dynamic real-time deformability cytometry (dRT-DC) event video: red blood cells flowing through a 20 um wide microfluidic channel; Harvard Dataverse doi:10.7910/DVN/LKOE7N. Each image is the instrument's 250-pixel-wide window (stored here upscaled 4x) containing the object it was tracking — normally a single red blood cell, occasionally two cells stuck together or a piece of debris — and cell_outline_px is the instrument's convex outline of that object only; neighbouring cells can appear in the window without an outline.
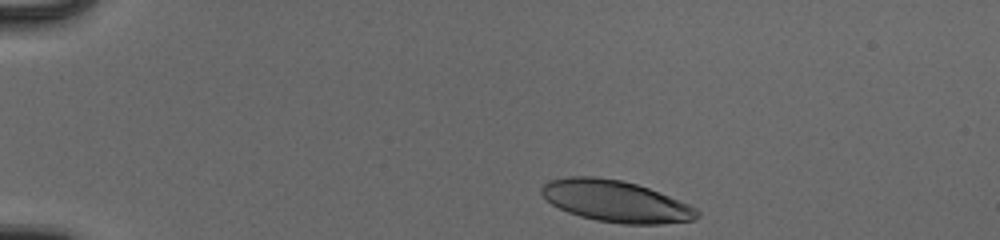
{"species": "human", "species_latin": "Homo sapiens", "temperature_condition": "cold", "stored_images_in_passage": 37, "camera_frame_rate_fps": 3000, "um_per_image_px": 0.085, "donor": {"sex": "male"}, "frame": {"image": 1, "passage_image": 1, "time_ms": 0.0, "image_size_px": [1000, 240], "cell_outline_px": [[700, 216], [692, 220], [660, 224], [624, 224], [596, 220], [580, 216], [568, 212], [552, 204], [540, 192], [540, 188], [548, 180], [568, 176], [596, 176], [620, 180], [636, 184], [648, 188], [688, 204], [696, 208], [700, 212]], "centroid_in_image_um": [52.32, 17.1], "position_along_channel_um": 32.7, "area_um2": 37.45}}
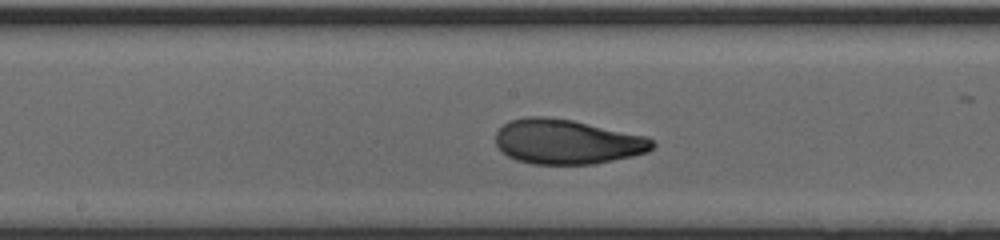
{"frame": {"image": 2, "passage_image": 20, "time_ms": 6.333, "image_size_px": [1000, 240], "cell_outline_px": [[656, 144], [648, 152], [632, 156], [592, 164], [532, 164], [516, 160], [500, 152], [496, 144], [496, 132], [504, 124], [512, 120], [528, 116], [548, 116], [572, 120], [648, 136]], "centroid_in_image_um": [48.19, 12.04], "position_along_channel_um": 200.0, "area_um2": 41.04}}
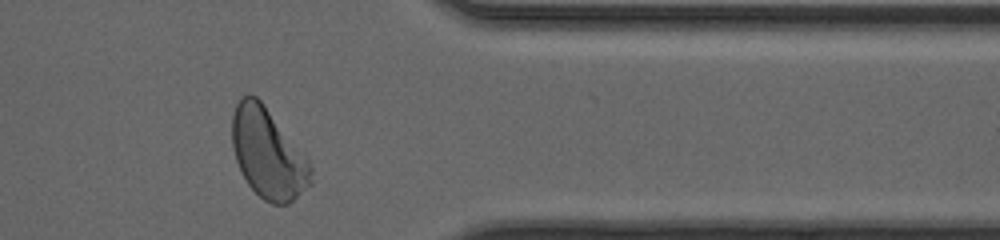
{"frame": {"image": 3, "passage_image": 35, "time_ms": 11.333, "image_size_px": [1000, 240], "cell_outline_px": [[312, 184], [288, 204], [272, 204], [264, 200], [248, 184], [236, 160], [232, 148], [232, 116], [236, 104], [244, 96], [256, 96], [264, 104], [308, 156], [312, 164]], "centroid_in_image_um": [22.82, 13.05], "position_along_channel_um": 388.6, "area_um2": 41.44}, "authors_computed_cell_mechanics": {"area_um2": 40.171, "velocity_mm_per_s": 3.946, "shape_relaxation_time_tau1_ms": 3.2303, "shape_relaxation_time_tau2_ms": 1.0185, "deformation_change_tau1": 0.1773, "deformation_change_tau2": 0.063}}